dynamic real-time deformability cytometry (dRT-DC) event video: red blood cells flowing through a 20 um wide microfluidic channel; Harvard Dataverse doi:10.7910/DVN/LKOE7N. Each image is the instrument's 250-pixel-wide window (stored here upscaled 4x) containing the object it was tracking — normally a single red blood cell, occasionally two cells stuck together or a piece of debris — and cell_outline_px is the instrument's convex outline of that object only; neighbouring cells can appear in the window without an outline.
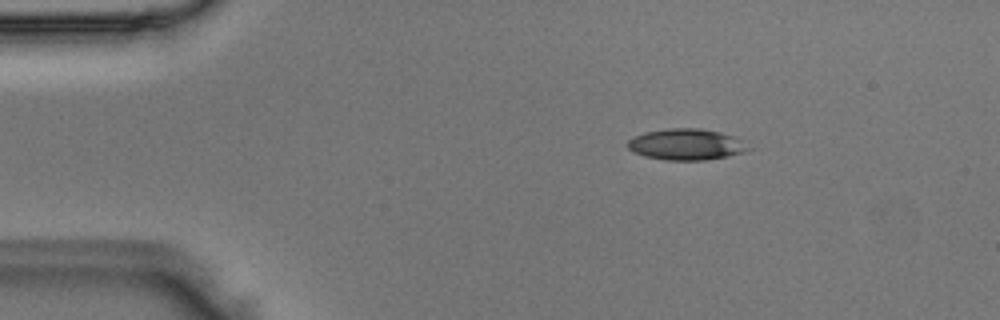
{"species": "Egyptian fruit bat (a non-hibernating species)", "species_latin": "Rousettus aegyptiacus", "temperature_condition": "room temperature", "stored_images_in_passage": 49, "camera_frame_rate_fps": 3000, "um_per_image_px": 0.085, "animal": {"sex": "male"}, "frame": {"image": 1, "passage_image": 7, "time_ms": 2.0, "image_size_px": [1000, 320], "cell_outline_px": [[752, 148], [744, 152], [728, 156], [704, 160], [664, 160], [644, 156], [632, 152], [628, 148], [628, 140], [644, 132], [668, 128], [700, 128], [720, 132], [732, 136], [740, 140]], "centroid_in_image_um": [58.31, 12.28], "position_along_channel_um": 26.7, "area_um2": 21.91}}
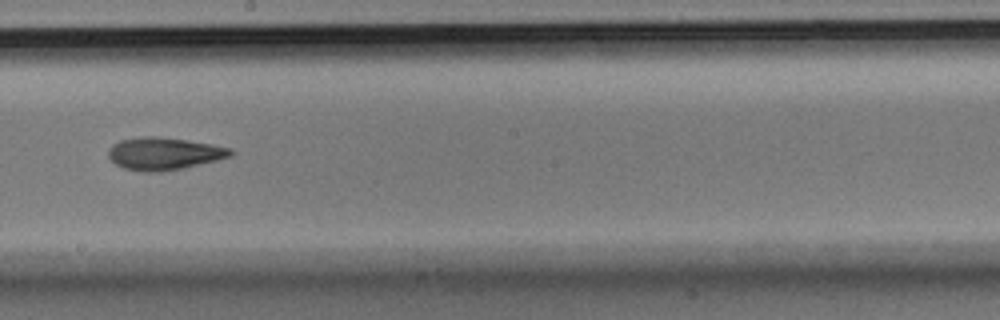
{"frame": {"image": 2, "passage_image": 27, "time_ms": 8.667, "image_size_px": [1000, 320], "cell_outline_px": [[236, 152], [232, 156], [184, 168], [160, 172], [144, 172], [124, 168], [116, 164], [108, 156], [108, 148], [112, 144], [120, 140], [140, 136], [156, 136], [212, 144], [232, 148]], "centroid_in_image_um": [13.94, 13.05], "position_along_channel_um": 234.3, "area_um2": 23.24}}
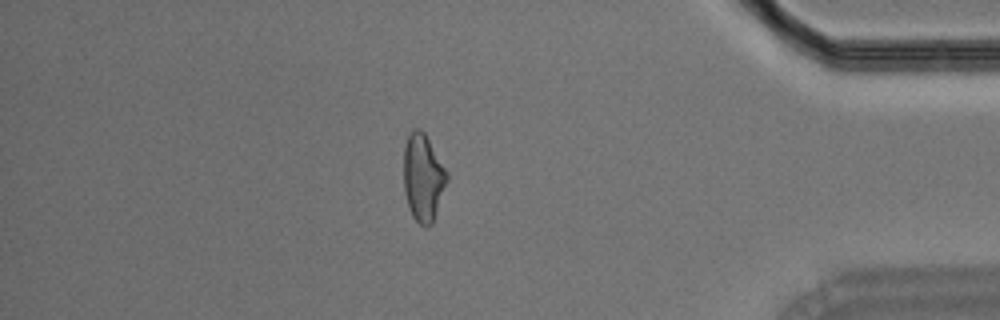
{"frame": {"image": 3, "passage_image": 42, "time_ms": 13.667, "image_size_px": [1000, 320], "cell_outline_px": [[448, 180], [432, 224], [420, 224], [412, 216], [408, 208], [404, 192], [404, 144], [412, 128], [420, 128], [424, 132], [448, 172]], "centroid_in_image_um": [35.95, 15.06], "position_along_channel_um": 399.2, "area_um2": 22.02}}